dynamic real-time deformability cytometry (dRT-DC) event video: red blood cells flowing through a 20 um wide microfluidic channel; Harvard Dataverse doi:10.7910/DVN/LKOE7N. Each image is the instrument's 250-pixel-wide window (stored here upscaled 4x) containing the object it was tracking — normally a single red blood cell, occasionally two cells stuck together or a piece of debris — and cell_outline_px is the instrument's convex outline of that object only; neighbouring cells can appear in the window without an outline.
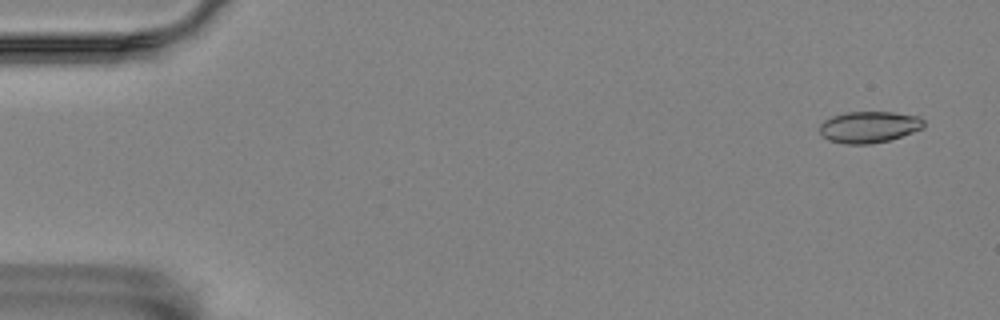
{"species": "Egyptian fruit bat (a non-hibernating species)", "species_latin": "Rousettus aegyptiacus", "temperature_condition": "room temperature", "stored_images_in_passage": 4, "camera_frame_rate_fps": 3000, "um_per_image_px": 0.085, "animal": {"sex": "female"}, "frame": {"image": 1, "passage_image": 1, "time_ms": 0.0, "image_size_px": [1000, 320], "cell_outline_px": [[924, 124], [920, 128], [912, 132], [888, 140], [872, 144], [844, 144], [828, 140], [820, 132], [820, 124], [824, 120], [832, 116], [844, 112], [892, 112], [920, 116], [924, 120]], "centroid_in_image_um": [73.84, 10.79], "position_along_channel_um": 11.2, "area_um2": 19.02}}